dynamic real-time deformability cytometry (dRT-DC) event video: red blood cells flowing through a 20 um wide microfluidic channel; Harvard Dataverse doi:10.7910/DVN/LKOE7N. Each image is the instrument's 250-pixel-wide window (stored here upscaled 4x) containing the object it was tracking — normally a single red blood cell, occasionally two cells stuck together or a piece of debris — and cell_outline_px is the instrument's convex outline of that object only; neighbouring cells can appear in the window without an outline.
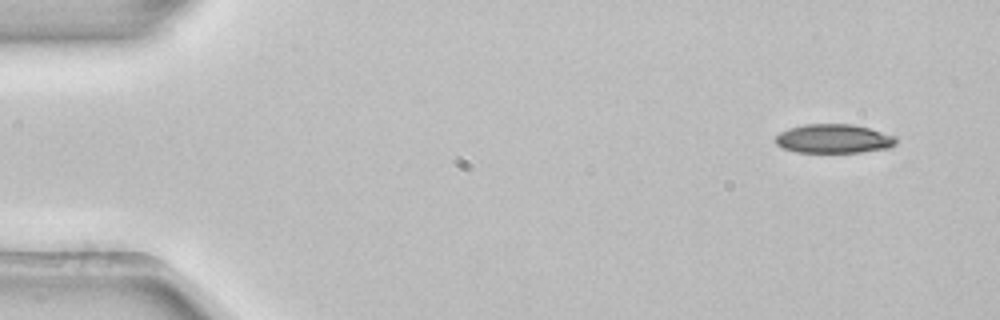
{"species": "common noctule bat (a hibernating species)", "species_latin": "Nyctalus noctula", "temperature_condition": "room temperature", "stored_images_in_passage": 5, "camera_frame_rate_fps": 3000, "um_per_image_px": 0.085, "animal": {"sex": "female", "body_mass_g": 22.7, "forearm_length_mm": 54.2}, "frame": {"image": 1, "passage_image": 1, "time_ms": 0.0, "image_size_px": [1000, 320], "cell_outline_px": [[896, 144], [892, 148], [860, 152], [796, 152], [784, 148], [776, 144], [776, 136], [780, 132], [788, 128], [804, 124], [852, 124], [868, 128], [896, 136]], "centroid_in_image_um": [70.88, 11.79], "position_along_channel_um": 14.1, "area_um2": 20.4}}